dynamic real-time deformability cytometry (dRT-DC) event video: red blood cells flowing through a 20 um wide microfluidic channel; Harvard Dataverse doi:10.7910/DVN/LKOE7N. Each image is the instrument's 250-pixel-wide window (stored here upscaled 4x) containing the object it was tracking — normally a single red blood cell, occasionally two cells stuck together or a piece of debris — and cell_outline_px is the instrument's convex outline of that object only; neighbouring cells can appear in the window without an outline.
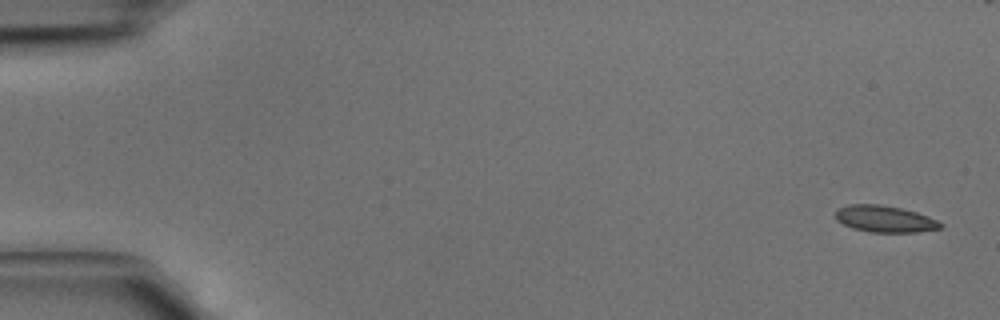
{"species": "common noctule bat (a hibernating species)", "species_latin": "Nyctalus noctula", "temperature_condition": "cold", "stored_images_in_passage": 5, "camera_frame_rate_fps": 3000, "um_per_image_px": 0.085, "animal": {"sex": "male", "body_mass_g": 15.6}, "frame": {"image": 1, "passage_image": 1, "time_ms": 0.0, "image_size_px": [1000, 320], "cell_outline_px": [[944, 224], [940, 228], [916, 232], [872, 232], [852, 228], [836, 220], [836, 208], [848, 204], [880, 204], [900, 208], [916, 212], [928, 216]], "centroid_in_image_um": [75.18, 18.6], "position_along_channel_um": 9.8, "area_um2": 16.24}}
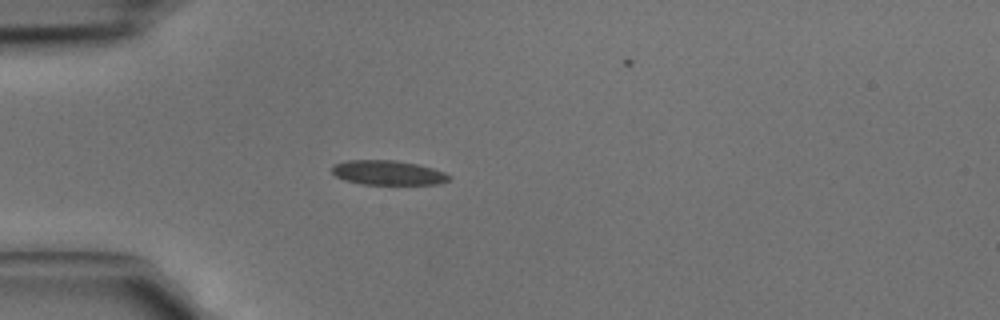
{"frame": {"image": 2, "passage_image": 4, "time_ms": 1.0, "image_size_px": [1000, 320], "cell_outline_px": [[452, 180], [440, 184], [360, 184], [344, 180], [336, 176], [332, 172], [332, 168], [336, 164], [344, 160], [396, 160], [416, 164], [432, 168], [444, 172], [452, 176]], "centroid_in_image_um": [33.01, 14.68], "position_along_channel_um": 52.0, "area_um2": 16.82}}